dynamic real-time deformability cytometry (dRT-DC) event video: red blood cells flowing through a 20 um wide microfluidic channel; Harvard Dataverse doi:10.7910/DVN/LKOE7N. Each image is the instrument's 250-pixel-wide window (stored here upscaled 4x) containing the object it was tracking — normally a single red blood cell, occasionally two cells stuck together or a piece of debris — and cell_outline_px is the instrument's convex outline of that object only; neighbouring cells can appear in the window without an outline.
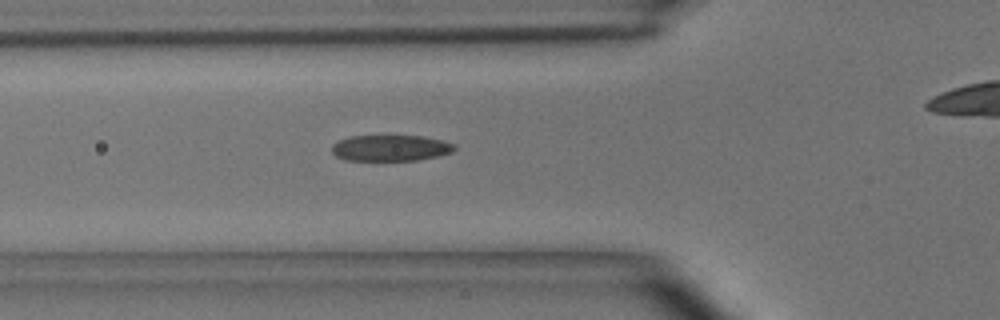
{"species": "common noctule bat (a hibernating species)", "species_latin": "Nyctalus noctula", "temperature_condition": "room temperature", "stored_images_in_passage": 31, "camera_frame_rate_fps": 3000, "um_per_image_px": 0.085, "animal": {"sex": "male", "body_mass_g": 15.6}, "frame": {"image": 1, "passage_image": 5, "time_ms": 1.333, "image_size_px": [1000, 320], "cell_outline_px": [[456, 148], [452, 152], [440, 156], [416, 160], [344, 160], [336, 156], [332, 152], [332, 144], [340, 140], [352, 136], [424, 136], [444, 140], [456, 144]], "centroid_in_image_um": [33.24, 12.58], "position_along_channel_um": 92.6, "area_um2": 18.73}}
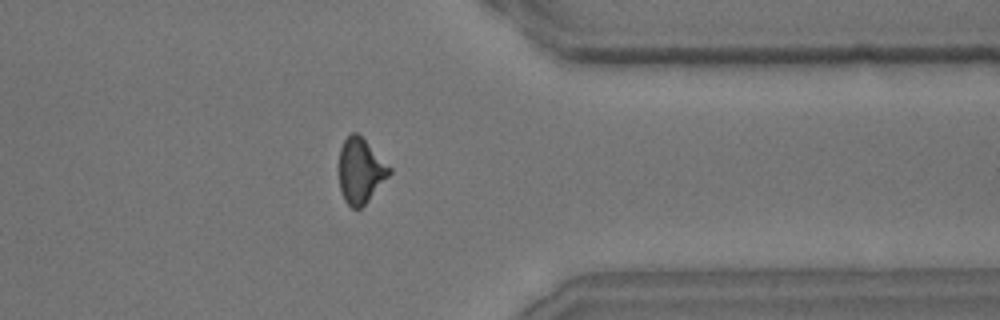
{"frame": {"image": 2, "passage_image": 27, "time_ms": 8.667, "image_size_px": [1000, 320], "cell_outline_px": [[392, 172], [368, 200], [360, 208], [352, 208], [344, 200], [340, 192], [340, 148], [344, 140], [352, 132], [356, 132], [392, 168]], "centroid_in_image_um": [30.64, 14.52], "position_along_channel_um": 380.8, "area_um2": 18.67}, "authors_computed_cell_mechanics": {"area_um2": 19.3052, "velocity_mm_per_s": 4.0448, "shape_relaxation_time_tau1_ms": 5.302, "shape_relaxation_time_tau2_ms": 1.8408, "deformation_change_tau1": 0.185, "deformation_change_tau2": 0.089}}